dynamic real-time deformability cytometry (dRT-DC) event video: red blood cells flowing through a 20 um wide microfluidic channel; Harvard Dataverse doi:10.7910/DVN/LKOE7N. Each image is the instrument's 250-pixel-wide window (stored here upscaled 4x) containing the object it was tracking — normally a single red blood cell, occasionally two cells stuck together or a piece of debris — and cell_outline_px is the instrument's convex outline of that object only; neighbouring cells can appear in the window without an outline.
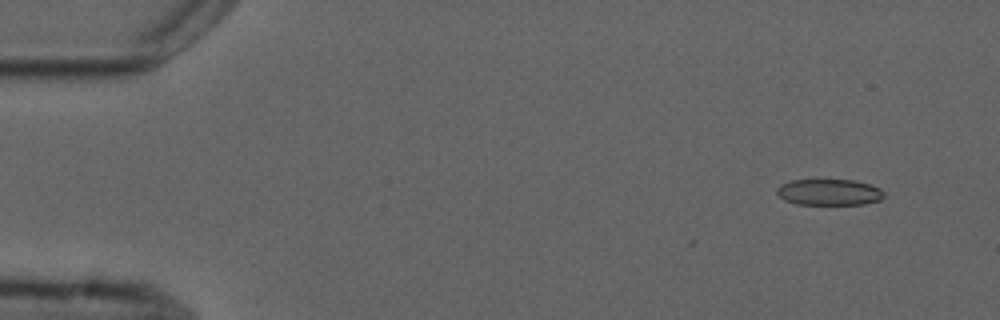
{"species": "common noctule bat (a hibernating species)", "species_latin": "Nyctalus noctula", "temperature_condition": "cold", "stored_images_in_passage": 5, "camera_frame_rate_fps": 3000, "um_per_image_px": 0.085, "animal": {"sex": "male", "forearm_length_mm": 52.5}, "frame": {"image": 1, "passage_image": 2, "time_ms": 1.333, "image_size_px": [1000, 320], "cell_outline_px": [[884, 196], [880, 200], [864, 204], [796, 204], [784, 200], [776, 192], [776, 188], [780, 184], [792, 180], [856, 180], [880, 188], [884, 192]], "centroid_in_image_um": [70.47, 16.33], "position_along_channel_um": 14.5, "area_um2": 16.36}}
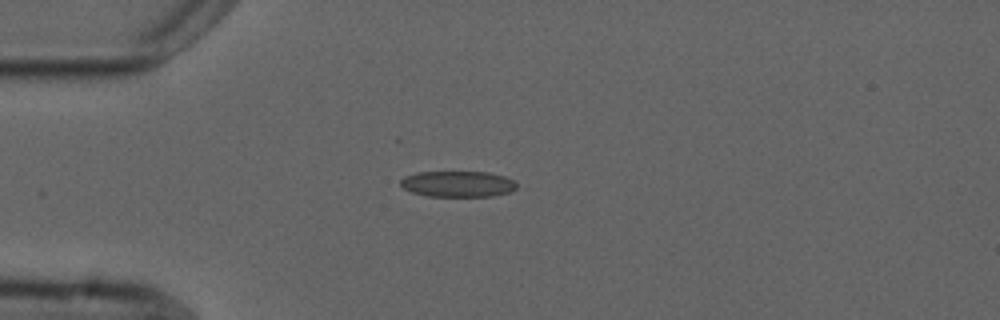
{"frame": {"image": 2, "passage_image": 5, "time_ms": 4.667, "image_size_px": [1000, 320], "cell_outline_px": [[516, 188], [508, 192], [492, 196], [428, 196], [412, 192], [404, 188], [400, 184], [400, 180], [404, 176], [416, 172], [488, 172], [504, 176], [512, 180], [516, 184]], "centroid_in_image_um": [38.88, 15.63], "position_along_channel_um": 46.1, "area_um2": 17.46}}